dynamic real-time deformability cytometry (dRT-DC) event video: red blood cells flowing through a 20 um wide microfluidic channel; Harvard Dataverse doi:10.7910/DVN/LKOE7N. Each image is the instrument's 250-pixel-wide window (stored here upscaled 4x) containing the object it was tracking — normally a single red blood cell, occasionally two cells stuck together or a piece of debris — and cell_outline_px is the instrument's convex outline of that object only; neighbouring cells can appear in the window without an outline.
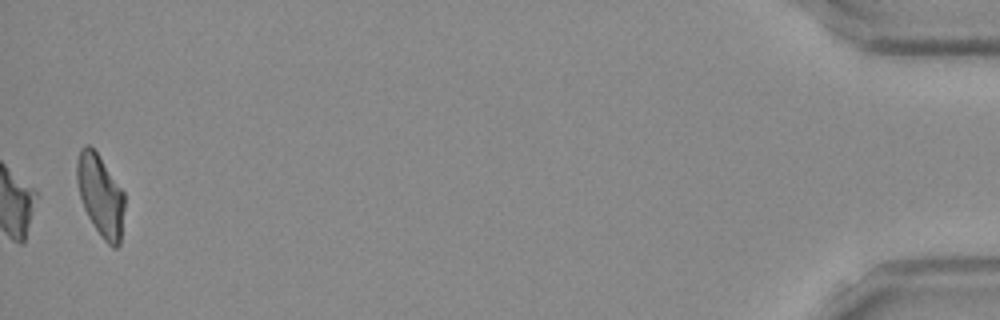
{"species": "Egyptian fruit bat (a non-hibernating species)", "species_latin": "Rousettus aegyptiacus", "temperature_condition": "room temperature", "stored_images_in_passage": 47, "camera_frame_rate_fps": 3000, "um_per_image_px": 0.085, "frame": {"image": 1, "passage_image": 47, "time_ms": 15.333, "image_size_px": [1000, 320], "cell_outline_px": [[124, 208], [120, 244], [116, 248], [112, 248], [104, 240], [88, 216], [84, 208], [80, 196], [76, 180], [76, 164], [80, 148], [84, 144], [88, 144], [96, 152], [124, 192]], "centroid_in_image_um": [8.53, 16.61], "position_along_channel_um": 426.7, "area_um2": 22.43}}